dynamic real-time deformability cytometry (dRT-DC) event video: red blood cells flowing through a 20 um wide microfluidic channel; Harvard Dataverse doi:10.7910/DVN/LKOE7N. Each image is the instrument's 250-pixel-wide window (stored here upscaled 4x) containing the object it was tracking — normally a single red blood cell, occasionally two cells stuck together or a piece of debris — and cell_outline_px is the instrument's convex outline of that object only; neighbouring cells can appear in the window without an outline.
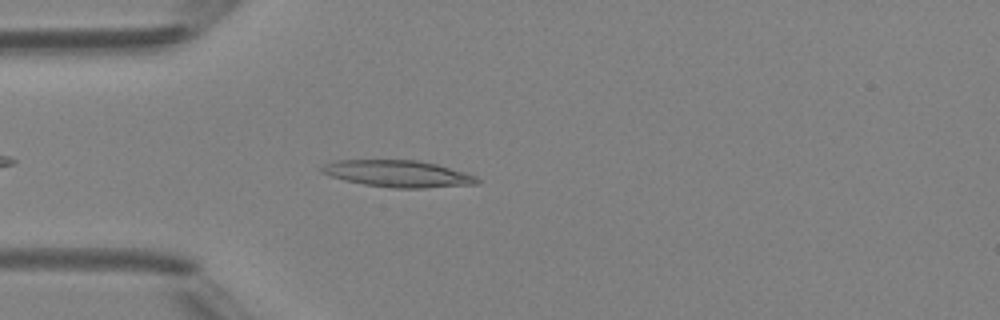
{"species": "Egyptian fruit bat (a non-hibernating species)", "species_latin": "Rousettus aegyptiacus", "temperature_condition": "room temperature", "stored_images_in_passage": 4, "camera_frame_rate_fps": 3000, "um_per_image_px": 0.085, "animal": {"sex": "female"}, "frame": {"image": 1, "passage_image": 4, "time_ms": 4.333, "image_size_px": [1000, 320], "cell_outline_px": [[480, 184], [424, 188], [392, 188], [364, 184], [344, 180], [320, 172], [320, 168], [324, 164], [336, 160], [420, 160], [436, 164], [464, 172], [476, 176], [480, 180]], "centroid_in_image_um": [33.84, 14.76], "position_along_channel_um": 51.2, "area_um2": 24.28}}